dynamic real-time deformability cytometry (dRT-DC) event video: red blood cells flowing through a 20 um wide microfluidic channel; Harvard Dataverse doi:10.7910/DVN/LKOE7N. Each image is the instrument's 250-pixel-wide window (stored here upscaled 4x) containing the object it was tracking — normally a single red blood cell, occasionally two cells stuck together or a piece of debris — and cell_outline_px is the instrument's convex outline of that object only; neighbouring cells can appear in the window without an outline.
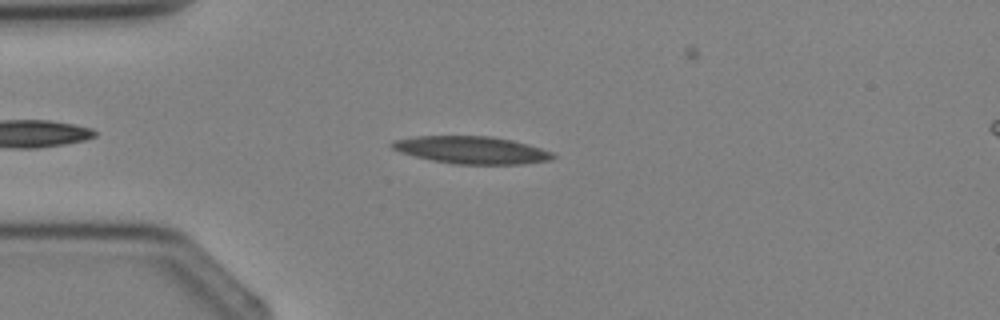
{"species": "Egyptian fruit bat (a non-hibernating species)", "species_latin": "Rousettus aegyptiacus", "temperature_condition": "cold", "stored_images_in_passage": 4, "camera_frame_rate_fps": 3000, "um_per_image_px": 0.085, "animal": {"sex": "female"}, "frame": {"image": 1, "passage_image": 3, "time_ms": 2.333, "image_size_px": [1000, 320], "cell_outline_px": [[556, 156], [552, 160], [520, 164], [456, 164], [432, 160], [400, 152], [392, 148], [388, 144], [392, 140], [412, 136], [492, 136], [512, 140], [528, 144], [552, 152]], "centroid_in_image_um": [40.06, 12.74], "position_along_channel_um": 44.9, "area_um2": 25.78}}